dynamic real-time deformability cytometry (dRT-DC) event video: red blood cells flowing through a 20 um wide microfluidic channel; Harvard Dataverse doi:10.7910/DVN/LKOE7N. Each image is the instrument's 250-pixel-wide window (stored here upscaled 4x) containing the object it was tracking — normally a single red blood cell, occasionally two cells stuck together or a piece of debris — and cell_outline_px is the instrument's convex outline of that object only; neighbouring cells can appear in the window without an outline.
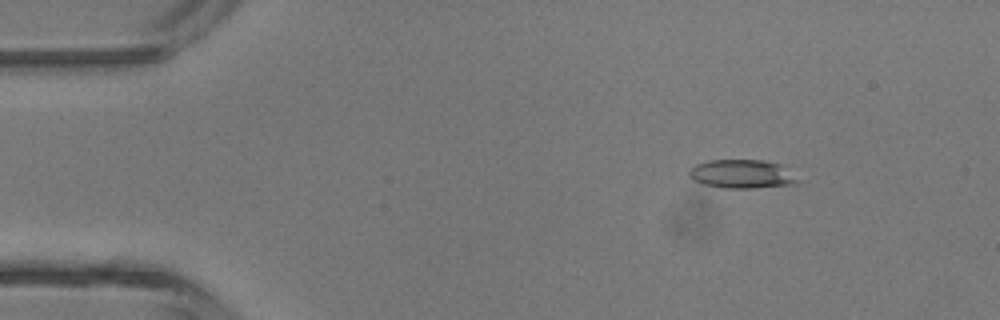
{"species": "common noctule bat (a hibernating species)", "species_latin": "Nyctalus noctula", "temperature_condition": "room temperature", "stored_images_in_passage": 4, "camera_frame_rate_fps": 3000, "um_per_image_px": 0.085, "animal": {"sex": "male", "body_mass_g": 13.3}, "frame": {"image": 1, "passage_image": 2, "time_ms": 1.0, "image_size_px": [1000, 320], "cell_outline_px": [[800, 180], [792, 184], [752, 188], [724, 188], [704, 184], [696, 180], [688, 172], [696, 164], [708, 160], [760, 160], [780, 164]], "centroid_in_image_um": [63.06, 14.78], "position_along_channel_um": 21.9, "area_um2": 17.74}}
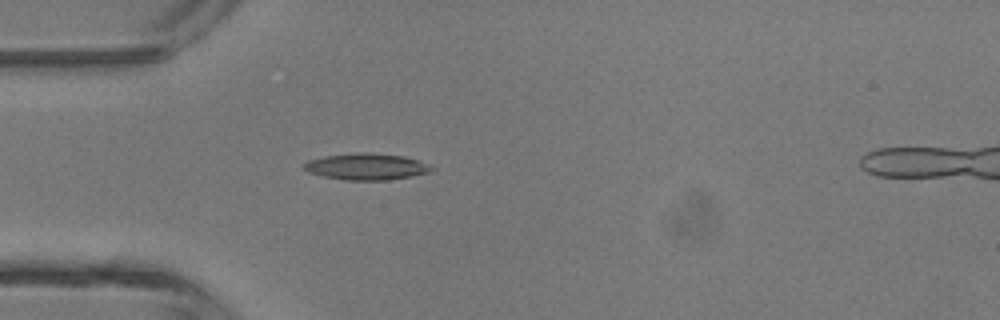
{"frame": {"image": 2, "passage_image": 4, "time_ms": 3.333, "image_size_px": [1000, 320], "cell_outline_px": [[436, 168], [432, 172], [412, 176], [388, 180], [344, 180], [324, 176], [308, 172], [300, 164], [308, 160], [324, 156], [360, 152], [364, 152], [404, 156], [420, 160], [432, 164]], "centroid_in_image_um": [31.2, 14.16], "position_along_channel_um": 53.8, "area_um2": 20.0}}